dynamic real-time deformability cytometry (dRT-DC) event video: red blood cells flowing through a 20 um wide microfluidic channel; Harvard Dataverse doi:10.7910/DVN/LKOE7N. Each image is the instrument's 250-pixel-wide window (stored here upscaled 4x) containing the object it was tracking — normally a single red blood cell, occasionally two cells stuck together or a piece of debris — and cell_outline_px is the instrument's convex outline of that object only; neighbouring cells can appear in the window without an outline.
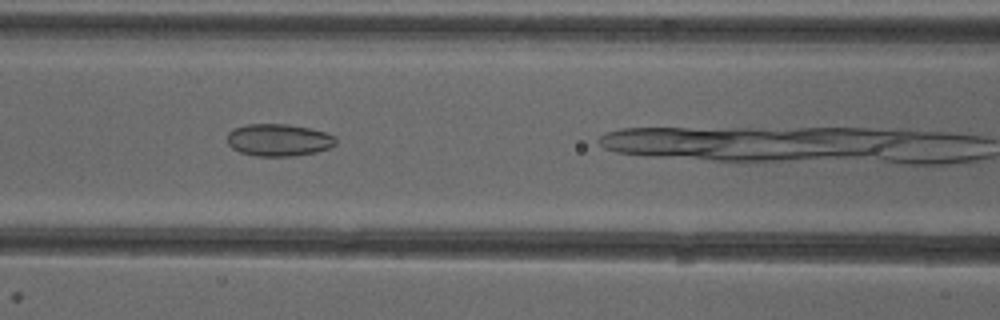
{"species": "common noctule bat (a hibernating species)", "species_latin": "Nyctalus noctula", "temperature_condition": "cold", "stored_images_in_passage": 16, "camera_frame_rate_fps": 3000, "um_per_image_px": 0.085, "animal": {"sex": "female"}, "frame": {"image": 1, "passage_image": 6, "time_ms": 1.667, "image_size_px": [1000, 320], "cell_outline_px": [[336, 144], [328, 148], [316, 152], [296, 156], [256, 156], [240, 152], [232, 148], [228, 144], [228, 132], [232, 128], [248, 124], [288, 124], [308, 128], [324, 132], [336, 136]], "centroid_in_image_um": [23.68, 11.9], "position_along_channel_um": 142.9, "area_um2": 20.46}}
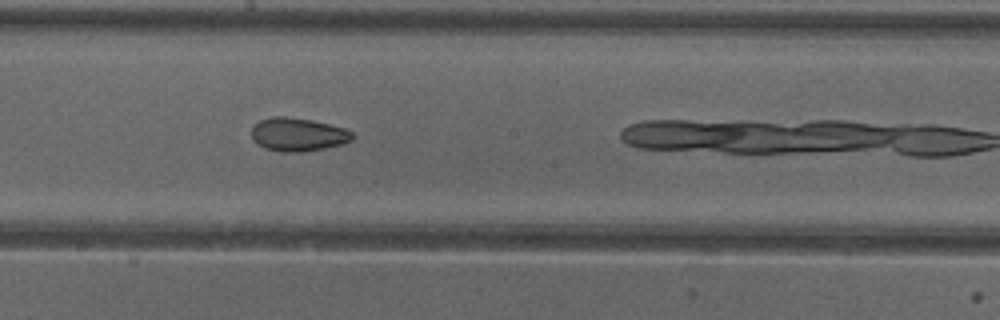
{"frame": {"image": 2, "passage_image": 12, "time_ms": 3.667, "image_size_px": [1000, 320], "cell_outline_px": [[356, 136], [352, 140], [344, 144], [324, 148], [300, 152], [280, 152], [264, 148], [252, 140], [252, 128], [260, 120], [272, 116], [284, 116], [312, 120], [344, 128], [352, 132]], "centroid_in_image_um": [25.33, 11.44], "position_along_channel_um": 222.9, "area_um2": 19.71}}
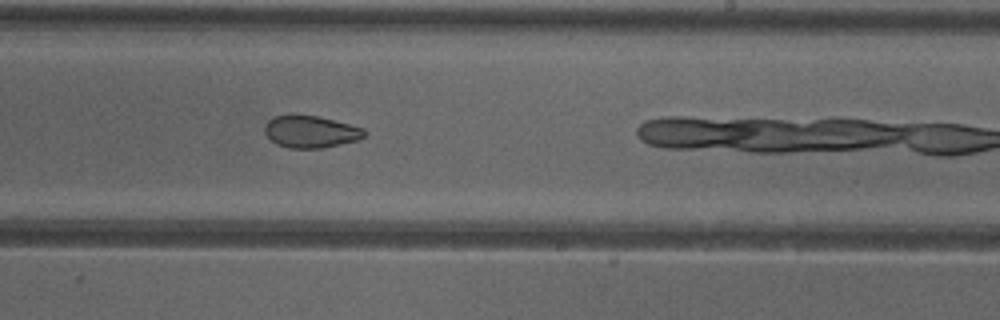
{"frame": {"image": 3, "passage_image": 15, "time_ms": 4.667, "image_size_px": [1000, 320], "cell_outline_px": [[368, 132], [364, 136], [356, 140], [324, 148], [288, 148], [276, 144], [264, 132], [264, 124], [272, 116], [288, 112], [296, 112], [316, 116], [364, 128]], "centroid_in_image_um": [26.33, 11.15], "position_along_channel_um": 262.7, "area_um2": 19.13}}